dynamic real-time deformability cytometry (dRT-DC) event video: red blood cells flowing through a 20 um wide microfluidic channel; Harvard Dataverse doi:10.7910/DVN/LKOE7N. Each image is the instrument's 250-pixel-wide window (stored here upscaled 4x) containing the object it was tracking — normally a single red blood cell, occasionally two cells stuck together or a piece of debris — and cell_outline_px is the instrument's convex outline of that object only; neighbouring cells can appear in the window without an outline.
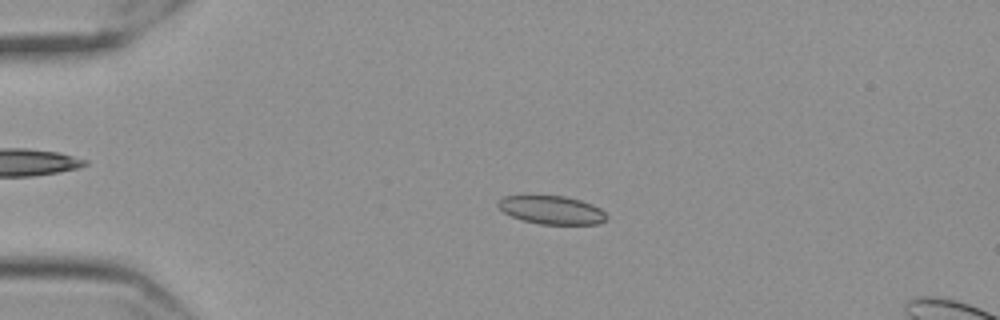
{"species": "Egyptian fruit bat (a non-hibernating species)", "species_latin": "Rousettus aegyptiacus", "temperature_condition": "cold", "stored_images_in_passage": 58, "camera_frame_rate_fps": 3000, "um_per_image_px": 0.085, "frame": {"image": 1, "passage_image": 14, "time_ms": 4.333, "image_size_px": [1000, 320], "cell_outline_px": [[608, 216], [600, 224], [540, 224], [524, 220], [512, 216], [504, 212], [496, 204], [504, 196], [564, 196], [580, 200], [592, 204], [600, 208]], "centroid_in_image_um": [46.92, 17.85], "position_along_channel_um": 38.1, "area_um2": 17.69}}
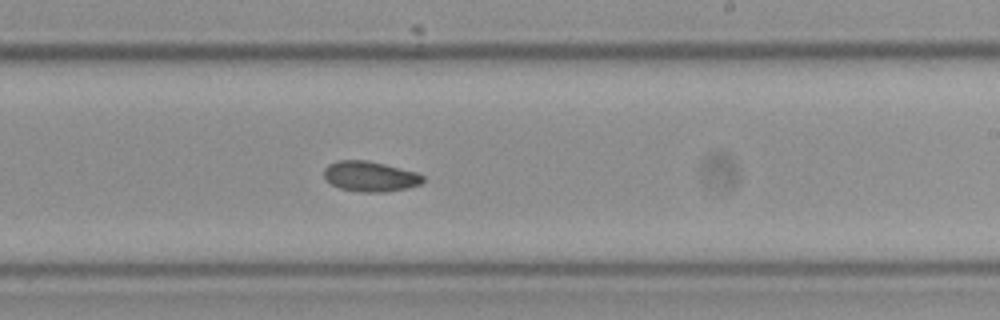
{"frame": {"image": 2, "passage_image": 36, "time_ms": 11.667, "image_size_px": [1000, 320], "cell_outline_px": [[424, 180], [420, 184], [408, 188], [384, 192], [360, 192], [340, 188], [332, 184], [324, 176], [324, 168], [328, 164], [336, 160], [368, 160], [416, 172], [424, 176]], "centroid_in_image_um": [31.46, 14.99], "position_along_channel_um": 257.5, "area_um2": 17.46}}
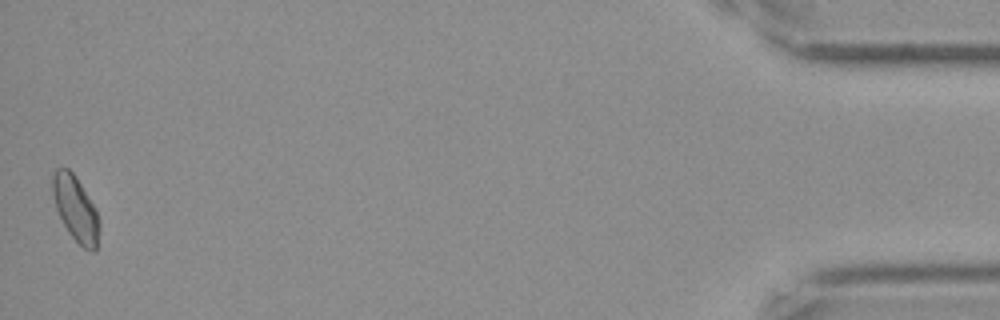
{"frame": {"image": 3, "passage_image": 58, "time_ms": 19.0, "image_size_px": [1000, 320], "cell_outline_px": [[100, 228], [96, 252], [92, 252], [84, 248], [68, 232], [56, 208], [52, 192], [52, 172], [56, 168], [68, 168], [76, 176], [92, 204], [96, 212], [100, 224]], "centroid_in_image_um": [6.42, 17.74], "position_along_channel_um": 428.8, "area_um2": 17.57}, "authors_computed_cell_mechanics": {"area_um2": 17.7157, "velocity_mm_per_s": 3.522, "shape_relaxation_time_tau1_ms": null, "shape_relaxation_time_tau2_ms": 6.5741, "deformation_change_tau1": null, "deformation_change_tau2": 0.0825}}